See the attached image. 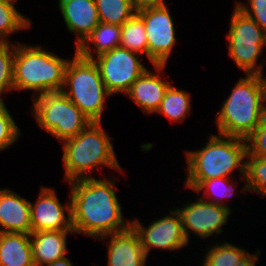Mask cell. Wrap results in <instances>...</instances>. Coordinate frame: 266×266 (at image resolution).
I'll list each match as a JSON object with an SVG mask.
<instances>
[{
    "label": "cell",
    "mask_w": 266,
    "mask_h": 266,
    "mask_svg": "<svg viewBox=\"0 0 266 266\" xmlns=\"http://www.w3.org/2000/svg\"><path fill=\"white\" fill-rule=\"evenodd\" d=\"M71 185L72 226L75 234L98 239L124 231L131 226L125 219L116 195L115 178L103 180L85 178L73 180Z\"/></svg>",
    "instance_id": "obj_1"
},
{
    "label": "cell",
    "mask_w": 266,
    "mask_h": 266,
    "mask_svg": "<svg viewBox=\"0 0 266 266\" xmlns=\"http://www.w3.org/2000/svg\"><path fill=\"white\" fill-rule=\"evenodd\" d=\"M247 153L246 140L211 134L201 149L185 152V187L194 191L205 180L231 178L235 170L240 171L245 182Z\"/></svg>",
    "instance_id": "obj_2"
},
{
    "label": "cell",
    "mask_w": 266,
    "mask_h": 266,
    "mask_svg": "<svg viewBox=\"0 0 266 266\" xmlns=\"http://www.w3.org/2000/svg\"><path fill=\"white\" fill-rule=\"evenodd\" d=\"M266 113V76L240 77L217 112L218 134L246 140Z\"/></svg>",
    "instance_id": "obj_3"
},
{
    "label": "cell",
    "mask_w": 266,
    "mask_h": 266,
    "mask_svg": "<svg viewBox=\"0 0 266 266\" xmlns=\"http://www.w3.org/2000/svg\"><path fill=\"white\" fill-rule=\"evenodd\" d=\"M64 179L73 180L93 178L92 174L100 167L124 172L121 168L111 142L102 127V122H91L75 137L62 142Z\"/></svg>",
    "instance_id": "obj_4"
},
{
    "label": "cell",
    "mask_w": 266,
    "mask_h": 266,
    "mask_svg": "<svg viewBox=\"0 0 266 266\" xmlns=\"http://www.w3.org/2000/svg\"><path fill=\"white\" fill-rule=\"evenodd\" d=\"M69 60L40 45L15 42L14 91L30 90L34 92L33 98L50 92H61Z\"/></svg>",
    "instance_id": "obj_5"
},
{
    "label": "cell",
    "mask_w": 266,
    "mask_h": 266,
    "mask_svg": "<svg viewBox=\"0 0 266 266\" xmlns=\"http://www.w3.org/2000/svg\"><path fill=\"white\" fill-rule=\"evenodd\" d=\"M62 92L91 122H102L105 102L112 96L102 81L97 64L76 52L66 65Z\"/></svg>",
    "instance_id": "obj_6"
},
{
    "label": "cell",
    "mask_w": 266,
    "mask_h": 266,
    "mask_svg": "<svg viewBox=\"0 0 266 266\" xmlns=\"http://www.w3.org/2000/svg\"><path fill=\"white\" fill-rule=\"evenodd\" d=\"M32 100V115L37 124L61 144L75 137L91 123L62 91L41 94Z\"/></svg>",
    "instance_id": "obj_7"
},
{
    "label": "cell",
    "mask_w": 266,
    "mask_h": 266,
    "mask_svg": "<svg viewBox=\"0 0 266 266\" xmlns=\"http://www.w3.org/2000/svg\"><path fill=\"white\" fill-rule=\"evenodd\" d=\"M233 8L226 34L229 57L245 75H263L265 65L258 60L266 46V32L236 5Z\"/></svg>",
    "instance_id": "obj_8"
},
{
    "label": "cell",
    "mask_w": 266,
    "mask_h": 266,
    "mask_svg": "<svg viewBox=\"0 0 266 266\" xmlns=\"http://www.w3.org/2000/svg\"><path fill=\"white\" fill-rule=\"evenodd\" d=\"M138 55V56H137ZM142 55L121 46L93 59L97 64L107 91L125 94L130 86L147 70L141 63Z\"/></svg>",
    "instance_id": "obj_9"
},
{
    "label": "cell",
    "mask_w": 266,
    "mask_h": 266,
    "mask_svg": "<svg viewBox=\"0 0 266 266\" xmlns=\"http://www.w3.org/2000/svg\"><path fill=\"white\" fill-rule=\"evenodd\" d=\"M136 14L143 20L148 41V59L154 65H167L177 43L174 19L168 6L150 7Z\"/></svg>",
    "instance_id": "obj_10"
},
{
    "label": "cell",
    "mask_w": 266,
    "mask_h": 266,
    "mask_svg": "<svg viewBox=\"0 0 266 266\" xmlns=\"http://www.w3.org/2000/svg\"><path fill=\"white\" fill-rule=\"evenodd\" d=\"M168 215L158 218L146 227L139 219H131V226L138 233L143 250L147 257L151 249L177 251L189 242L185 237L181 218L176 209H169Z\"/></svg>",
    "instance_id": "obj_11"
},
{
    "label": "cell",
    "mask_w": 266,
    "mask_h": 266,
    "mask_svg": "<svg viewBox=\"0 0 266 266\" xmlns=\"http://www.w3.org/2000/svg\"><path fill=\"white\" fill-rule=\"evenodd\" d=\"M182 208H175L179 213L183 231L188 242L192 232L201 239L222 233V226L228 221L231 208L214 204L197 198V201L186 203Z\"/></svg>",
    "instance_id": "obj_12"
},
{
    "label": "cell",
    "mask_w": 266,
    "mask_h": 266,
    "mask_svg": "<svg viewBox=\"0 0 266 266\" xmlns=\"http://www.w3.org/2000/svg\"><path fill=\"white\" fill-rule=\"evenodd\" d=\"M71 212V198L67 203L62 204L55 189L41 186L35 203L30 201L33 232L73 230Z\"/></svg>",
    "instance_id": "obj_13"
},
{
    "label": "cell",
    "mask_w": 266,
    "mask_h": 266,
    "mask_svg": "<svg viewBox=\"0 0 266 266\" xmlns=\"http://www.w3.org/2000/svg\"><path fill=\"white\" fill-rule=\"evenodd\" d=\"M106 238L109 240L106 266H146L148 257L132 226L124 231L102 236L98 241L105 242Z\"/></svg>",
    "instance_id": "obj_14"
},
{
    "label": "cell",
    "mask_w": 266,
    "mask_h": 266,
    "mask_svg": "<svg viewBox=\"0 0 266 266\" xmlns=\"http://www.w3.org/2000/svg\"><path fill=\"white\" fill-rule=\"evenodd\" d=\"M154 68L155 74L147 69L125 93L146 114L156 113L171 84L162 74L166 65H154Z\"/></svg>",
    "instance_id": "obj_15"
},
{
    "label": "cell",
    "mask_w": 266,
    "mask_h": 266,
    "mask_svg": "<svg viewBox=\"0 0 266 266\" xmlns=\"http://www.w3.org/2000/svg\"><path fill=\"white\" fill-rule=\"evenodd\" d=\"M58 7L69 33L78 47L100 23L95 0H58Z\"/></svg>",
    "instance_id": "obj_16"
},
{
    "label": "cell",
    "mask_w": 266,
    "mask_h": 266,
    "mask_svg": "<svg viewBox=\"0 0 266 266\" xmlns=\"http://www.w3.org/2000/svg\"><path fill=\"white\" fill-rule=\"evenodd\" d=\"M0 233L32 234L30 201L9 188H0Z\"/></svg>",
    "instance_id": "obj_17"
},
{
    "label": "cell",
    "mask_w": 266,
    "mask_h": 266,
    "mask_svg": "<svg viewBox=\"0 0 266 266\" xmlns=\"http://www.w3.org/2000/svg\"><path fill=\"white\" fill-rule=\"evenodd\" d=\"M74 230H47L30 234L34 266H43L66 257L67 236Z\"/></svg>",
    "instance_id": "obj_18"
},
{
    "label": "cell",
    "mask_w": 266,
    "mask_h": 266,
    "mask_svg": "<svg viewBox=\"0 0 266 266\" xmlns=\"http://www.w3.org/2000/svg\"><path fill=\"white\" fill-rule=\"evenodd\" d=\"M120 40V25L100 22L85 40L78 47H75V52L82 58L93 60L95 57L119 46ZM91 45L94 46V50Z\"/></svg>",
    "instance_id": "obj_19"
},
{
    "label": "cell",
    "mask_w": 266,
    "mask_h": 266,
    "mask_svg": "<svg viewBox=\"0 0 266 266\" xmlns=\"http://www.w3.org/2000/svg\"><path fill=\"white\" fill-rule=\"evenodd\" d=\"M0 266H34L30 234L0 233Z\"/></svg>",
    "instance_id": "obj_20"
},
{
    "label": "cell",
    "mask_w": 266,
    "mask_h": 266,
    "mask_svg": "<svg viewBox=\"0 0 266 266\" xmlns=\"http://www.w3.org/2000/svg\"><path fill=\"white\" fill-rule=\"evenodd\" d=\"M191 103V95L187 91L170 84L155 114L165 116L170 122H182L191 114Z\"/></svg>",
    "instance_id": "obj_21"
},
{
    "label": "cell",
    "mask_w": 266,
    "mask_h": 266,
    "mask_svg": "<svg viewBox=\"0 0 266 266\" xmlns=\"http://www.w3.org/2000/svg\"><path fill=\"white\" fill-rule=\"evenodd\" d=\"M148 59V41L143 20L135 14L121 26L120 45Z\"/></svg>",
    "instance_id": "obj_22"
},
{
    "label": "cell",
    "mask_w": 266,
    "mask_h": 266,
    "mask_svg": "<svg viewBox=\"0 0 266 266\" xmlns=\"http://www.w3.org/2000/svg\"><path fill=\"white\" fill-rule=\"evenodd\" d=\"M99 20L122 26L136 14L131 0H95Z\"/></svg>",
    "instance_id": "obj_23"
},
{
    "label": "cell",
    "mask_w": 266,
    "mask_h": 266,
    "mask_svg": "<svg viewBox=\"0 0 266 266\" xmlns=\"http://www.w3.org/2000/svg\"><path fill=\"white\" fill-rule=\"evenodd\" d=\"M249 251L224 241L209 246L202 260V266H236Z\"/></svg>",
    "instance_id": "obj_24"
},
{
    "label": "cell",
    "mask_w": 266,
    "mask_h": 266,
    "mask_svg": "<svg viewBox=\"0 0 266 266\" xmlns=\"http://www.w3.org/2000/svg\"><path fill=\"white\" fill-rule=\"evenodd\" d=\"M244 192H256L266 197V155H249L246 157Z\"/></svg>",
    "instance_id": "obj_25"
},
{
    "label": "cell",
    "mask_w": 266,
    "mask_h": 266,
    "mask_svg": "<svg viewBox=\"0 0 266 266\" xmlns=\"http://www.w3.org/2000/svg\"><path fill=\"white\" fill-rule=\"evenodd\" d=\"M235 183H233L232 178H214L210 180L203 181L195 190L194 193H201L204 192L203 195L200 197L201 199L218 204L223 206H228L225 203L226 200L231 199L230 196L234 195L235 192ZM207 199V200H206Z\"/></svg>",
    "instance_id": "obj_26"
},
{
    "label": "cell",
    "mask_w": 266,
    "mask_h": 266,
    "mask_svg": "<svg viewBox=\"0 0 266 266\" xmlns=\"http://www.w3.org/2000/svg\"><path fill=\"white\" fill-rule=\"evenodd\" d=\"M31 23L16 7L0 2V42H9L12 34L31 29Z\"/></svg>",
    "instance_id": "obj_27"
},
{
    "label": "cell",
    "mask_w": 266,
    "mask_h": 266,
    "mask_svg": "<svg viewBox=\"0 0 266 266\" xmlns=\"http://www.w3.org/2000/svg\"><path fill=\"white\" fill-rule=\"evenodd\" d=\"M15 57V44L0 42V102H4L2 94L14 91L13 68ZM5 92V93H4Z\"/></svg>",
    "instance_id": "obj_28"
},
{
    "label": "cell",
    "mask_w": 266,
    "mask_h": 266,
    "mask_svg": "<svg viewBox=\"0 0 266 266\" xmlns=\"http://www.w3.org/2000/svg\"><path fill=\"white\" fill-rule=\"evenodd\" d=\"M4 102H0V151L7 149L21 136V129L13 120Z\"/></svg>",
    "instance_id": "obj_29"
},
{
    "label": "cell",
    "mask_w": 266,
    "mask_h": 266,
    "mask_svg": "<svg viewBox=\"0 0 266 266\" xmlns=\"http://www.w3.org/2000/svg\"><path fill=\"white\" fill-rule=\"evenodd\" d=\"M246 142L249 155H266V113Z\"/></svg>",
    "instance_id": "obj_30"
},
{
    "label": "cell",
    "mask_w": 266,
    "mask_h": 266,
    "mask_svg": "<svg viewBox=\"0 0 266 266\" xmlns=\"http://www.w3.org/2000/svg\"><path fill=\"white\" fill-rule=\"evenodd\" d=\"M247 1V4L236 1L234 5L254 20L266 32V0Z\"/></svg>",
    "instance_id": "obj_31"
},
{
    "label": "cell",
    "mask_w": 266,
    "mask_h": 266,
    "mask_svg": "<svg viewBox=\"0 0 266 266\" xmlns=\"http://www.w3.org/2000/svg\"><path fill=\"white\" fill-rule=\"evenodd\" d=\"M136 11L150 8V7H160L166 5L165 0H131Z\"/></svg>",
    "instance_id": "obj_32"
},
{
    "label": "cell",
    "mask_w": 266,
    "mask_h": 266,
    "mask_svg": "<svg viewBox=\"0 0 266 266\" xmlns=\"http://www.w3.org/2000/svg\"><path fill=\"white\" fill-rule=\"evenodd\" d=\"M261 254L260 249L258 248L255 254L248 253L236 266H256L259 261V255Z\"/></svg>",
    "instance_id": "obj_33"
},
{
    "label": "cell",
    "mask_w": 266,
    "mask_h": 266,
    "mask_svg": "<svg viewBox=\"0 0 266 266\" xmlns=\"http://www.w3.org/2000/svg\"><path fill=\"white\" fill-rule=\"evenodd\" d=\"M43 266H73V264L70 261V259L66 256L64 258L58 259L54 262L45 264Z\"/></svg>",
    "instance_id": "obj_34"
},
{
    "label": "cell",
    "mask_w": 266,
    "mask_h": 266,
    "mask_svg": "<svg viewBox=\"0 0 266 266\" xmlns=\"http://www.w3.org/2000/svg\"><path fill=\"white\" fill-rule=\"evenodd\" d=\"M0 2L11 5L15 7V3H18V0H0Z\"/></svg>",
    "instance_id": "obj_35"
}]
</instances>
